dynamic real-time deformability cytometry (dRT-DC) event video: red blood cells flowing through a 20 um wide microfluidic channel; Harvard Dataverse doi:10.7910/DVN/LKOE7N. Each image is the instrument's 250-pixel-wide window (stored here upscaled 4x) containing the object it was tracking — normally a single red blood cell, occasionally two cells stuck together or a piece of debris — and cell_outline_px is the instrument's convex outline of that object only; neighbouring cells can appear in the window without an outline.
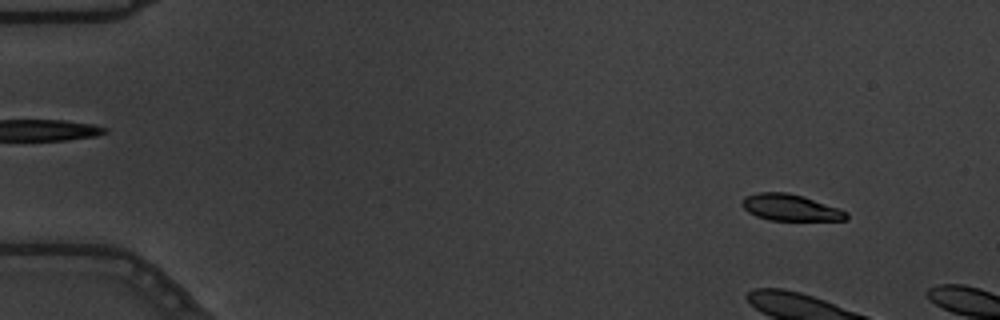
{"species": "common noctule bat (a hibernating species)", "species_latin": "Nyctalus noctula", "temperature_condition": "warm", "stored_images_in_passage": 10, "camera_frame_rate_fps": 3000, "um_per_image_px": 0.085, "animal": {"sex": "male", "body_mass_g": 19.5, "forearm_length_mm": 54.6}, "frame": {"image": 1, "passage_image": 6, "time_ms": 1.667, "image_size_px": [1000, 320], "cell_outline_px": [[848, 220], [768, 220], [756, 216], [748, 212], [740, 204], [744, 196], [756, 192], [788, 192], [804, 196], [840, 208], [848, 212]], "centroid_in_image_um": [67.18, 17.63], "position_along_channel_um": 17.8, "area_um2": 16.36}}